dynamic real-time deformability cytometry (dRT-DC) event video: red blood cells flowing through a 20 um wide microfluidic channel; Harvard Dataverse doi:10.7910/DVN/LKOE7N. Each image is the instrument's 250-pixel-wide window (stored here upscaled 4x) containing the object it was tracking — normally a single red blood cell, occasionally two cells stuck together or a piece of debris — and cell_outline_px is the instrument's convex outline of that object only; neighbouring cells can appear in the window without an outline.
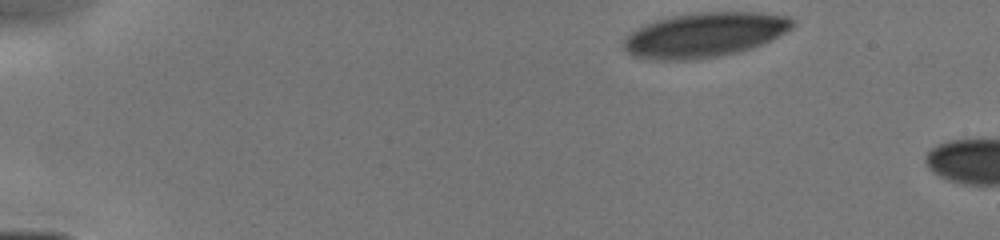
{"species": "human", "species_latin": "Homo sapiens", "temperature_condition": "cold", "stored_images_in_passage": 7, "camera_frame_rate_fps": 3000, "um_per_image_px": 0.085, "donor": {"sex": "male"}, "frame": {"image": 1, "passage_image": 1, "time_ms": 0.0, "image_size_px": [1000, 240], "cell_outline_px": [[792, 28], [752, 48], [720, 56], [696, 60], [652, 60], [632, 56], [624, 48], [624, 36], [636, 28], [644, 24], [656, 20], [672, 16], [696, 12], [760, 12], [788, 16], [792, 20]], "centroid_in_image_um": [59.82, 2.97], "position_along_channel_um": 25.2, "area_um2": 43.93}}